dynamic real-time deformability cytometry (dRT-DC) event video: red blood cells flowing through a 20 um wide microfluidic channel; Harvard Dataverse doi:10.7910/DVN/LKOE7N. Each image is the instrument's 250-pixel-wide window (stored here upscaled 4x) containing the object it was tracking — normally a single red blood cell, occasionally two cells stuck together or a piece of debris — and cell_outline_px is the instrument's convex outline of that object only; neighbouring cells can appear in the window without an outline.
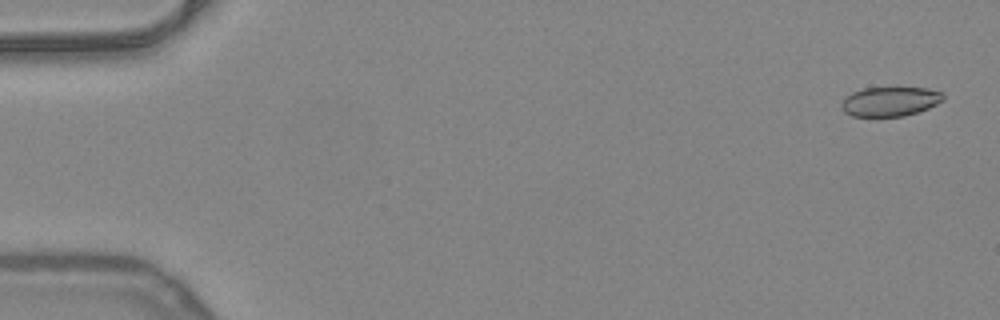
{"species": "common noctule bat (a hibernating species)", "species_latin": "Nyctalus noctula", "temperature_condition": "warm", "stored_images_in_passage": 52, "camera_frame_rate_fps": 3000, "um_per_image_px": 0.085, "animal": {"sex": "female", "body_mass_g": 24.6, "forearm_length_mm": 56.2}, "frame": {"image": 1, "passage_image": 2, "time_ms": 0.333, "image_size_px": [1000, 320], "cell_outline_px": [[944, 100], [928, 108], [904, 116], [852, 116], [844, 112], [840, 108], [840, 104], [844, 96], [852, 92], [864, 88], [928, 88], [944, 92]], "centroid_in_image_um": [75.63, 8.62], "position_along_channel_um": 9.4, "area_um2": 17.57}}
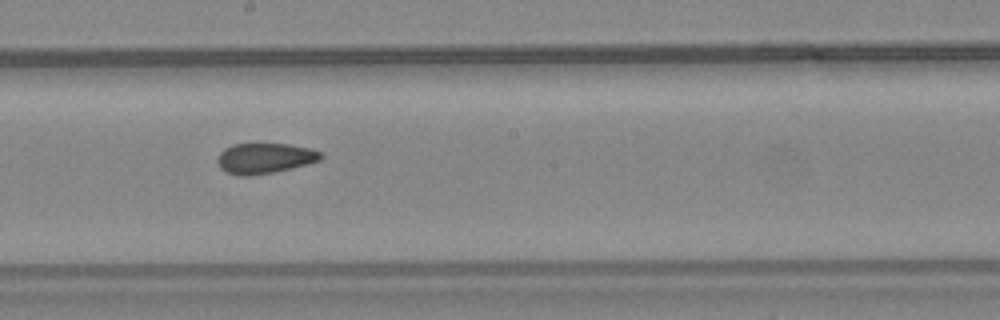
{"frame": {"image": 2, "passage_image": 29, "time_ms": 9.333, "image_size_px": [1000, 320], "cell_outline_px": [[324, 156], [320, 160], [272, 172], [248, 176], [240, 176], [224, 172], [220, 168], [216, 160], [220, 152], [224, 148], [232, 144], [288, 144], [312, 148], [324, 152]], "centroid_in_image_um": [22.48, 13.44], "position_along_channel_um": 225.7, "area_um2": 18.38}}
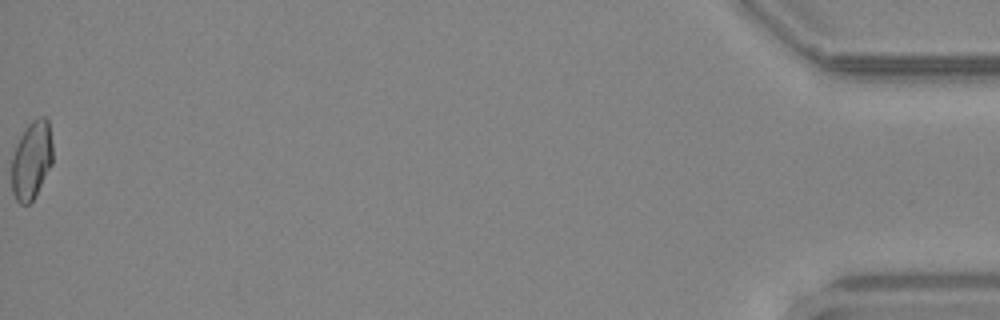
{"frame": {"image": 3, "passage_image": 52, "time_ms": 17.0, "image_size_px": [1000, 320], "cell_outline_px": [[52, 164], [36, 196], [28, 204], [20, 204], [16, 200], [12, 192], [12, 156], [16, 144], [20, 136], [28, 124], [36, 116], [44, 116], [48, 120], [52, 144]], "centroid_in_image_um": [2.68, 13.6], "position_along_channel_um": 432.5, "area_um2": 18.9}, "authors_computed_cell_mechanics": {"area_um2": 18.785, "velocity_mm_per_s": 4.0397, "shape_relaxation_time_tau1_ms": null, "shape_relaxation_time_tau2_ms": 1.9086, "deformation_change_tau1": null, "deformation_change_tau2": 0.0737}}